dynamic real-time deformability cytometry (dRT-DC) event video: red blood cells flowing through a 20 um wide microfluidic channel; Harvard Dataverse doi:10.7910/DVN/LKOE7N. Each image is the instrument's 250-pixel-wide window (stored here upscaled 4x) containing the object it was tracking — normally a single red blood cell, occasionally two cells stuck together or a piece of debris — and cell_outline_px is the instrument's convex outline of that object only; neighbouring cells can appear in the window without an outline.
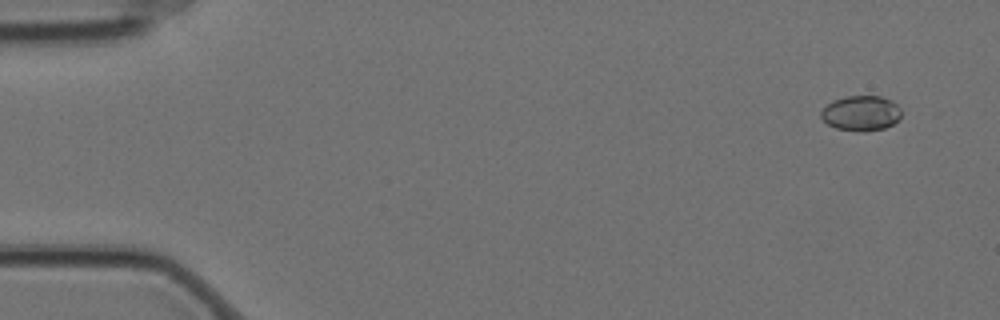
{"species": "Egyptian fruit bat (a non-hibernating species)", "species_latin": "Rousettus aegyptiacus", "temperature_condition": "cold", "stored_images_in_passage": 5, "camera_frame_rate_fps": 3000, "um_per_image_px": 0.085, "animal": {"sex": "female"}, "frame": {"image": 1, "passage_image": 1, "time_ms": 0.0, "image_size_px": [1000, 320], "cell_outline_px": [[900, 120], [884, 128], [864, 132], [860, 132], [836, 128], [828, 124], [820, 116], [820, 112], [832, 100], [844, 96], [880, 96], [892, 100], [900, 108]], "centroid_in_image_um": [73.19, 9.62], "position_along_channel_um": 11.8, "area_um2": 16.53}}
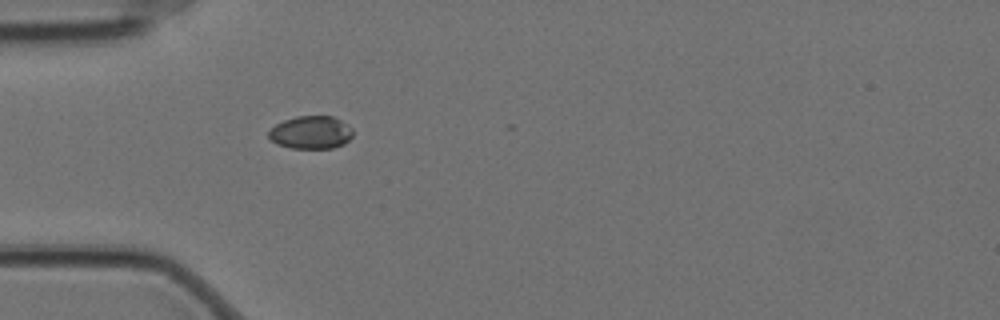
{"frame": {"image": 2, "passage_image": 5, "time_ms": 1.333, "image_size_px": [1000, 320], "cell_outline_px": [[352, 136], [344, 144], [332, 148], [292, 148], [276, 144], [268, 136], [268, 132], [276, 124], [284, 120], [296, 116], [332, 116], [348, 124], [352, 128]], "centroid_in_image_um": [26.43, 11.25], "position_along_channel_um": 58.6, "area_um2": 16.13}}